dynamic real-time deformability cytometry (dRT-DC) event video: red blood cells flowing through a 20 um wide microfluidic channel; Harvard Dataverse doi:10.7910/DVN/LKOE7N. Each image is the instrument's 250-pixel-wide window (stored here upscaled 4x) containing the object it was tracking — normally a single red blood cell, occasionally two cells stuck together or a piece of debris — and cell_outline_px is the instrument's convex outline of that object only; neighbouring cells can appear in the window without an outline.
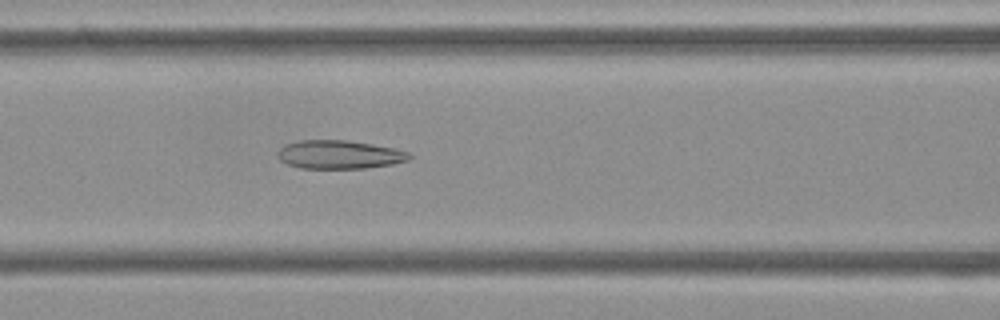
{"species": "Egyptian fruit bat (a non-hibernating species)", "species_latin": "Rousettus aegyptiacus", "temperature_condition": "cold", "stored_images_in_passage": 49, "camera_frame_rate_fps": 3000, "um_per_image_px": 0.085, "frame": {"image": 1, "passage_image": 22, "time_ms": 7.0, "image_size_px": [1000, 320], "cell_outline_px": [[412, 156], [408, 160], [392, 164], [364, 168], [300, 168], [288, 164], [280, 160], [276, 152], [284, 144], [300, 140], [348, 140], [396, 148], [408, 152]], "centroid_in_image_um": [28.83, 13.13], "position_along_channel_um": 137.8, "area_um2": 21.91}}
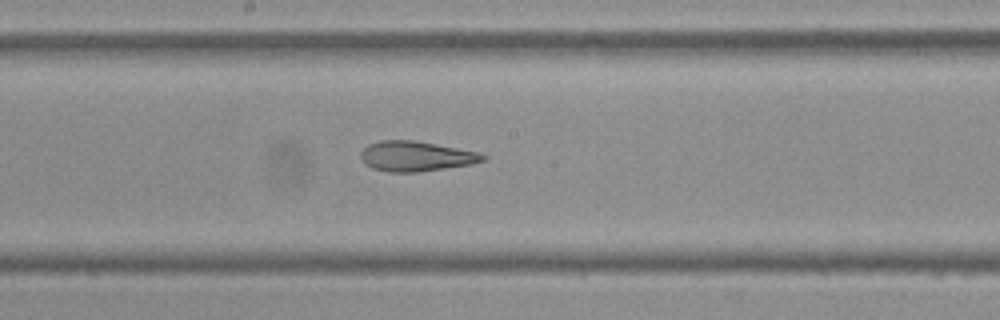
{"frame": {"image": 2, "passage_image": 28, "time_ms": 9.0, "image_size_px": [1000, 320], "cell_outline_px": [[488, 156], [484, 160], [472, 164], [416, 172], [388, 172], [372, 168], [364, 164], [360, 156], [360, 152], [368, 144], [380, 140], [416, 140], [476, 152]], "centroid_in_image_um": [35.3, 13.28], "position_along_channel_um": 212.9, "area_um2": 21.33}}
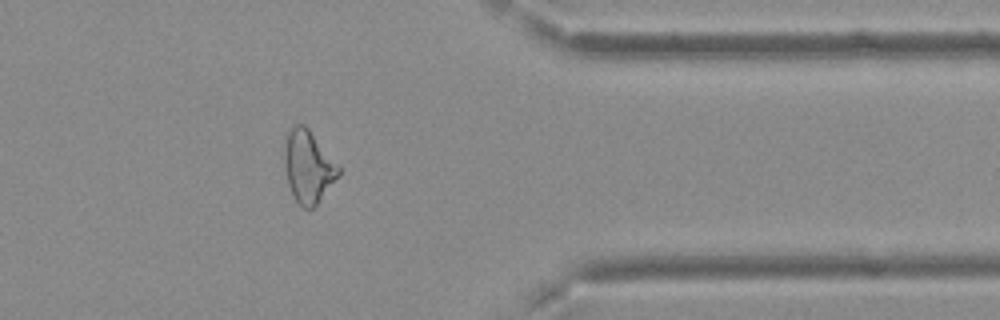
{"frame": {"image": 3, "passage_image": 43, "time_ms": 14.0, "image_size_px": [1000, 320], "cell_outline_px": [[340, 172], [316, 204], [312, 208], [304, 208], [296, 200], [288, 184], [284, 164], [284, 152], [288, 132], [296, 124], [304, 124], [308, 128], [340, 164]], "centroid_in_image_um": [26.21, 14.12], "position_along_channel_um": 385.2, "area_um2": 22.43}, "authors_computed_cell_mechanics": {"area_um2": 22.9466, "velocity_mm_per_s": 3.7562, "shape_relaxation_time_tau1_ms": null, "shape_relaxation_time_tau2_ms": 3.4637, "deformation_change_tau1": null, "deformation_change_tau2": 0.1288}}